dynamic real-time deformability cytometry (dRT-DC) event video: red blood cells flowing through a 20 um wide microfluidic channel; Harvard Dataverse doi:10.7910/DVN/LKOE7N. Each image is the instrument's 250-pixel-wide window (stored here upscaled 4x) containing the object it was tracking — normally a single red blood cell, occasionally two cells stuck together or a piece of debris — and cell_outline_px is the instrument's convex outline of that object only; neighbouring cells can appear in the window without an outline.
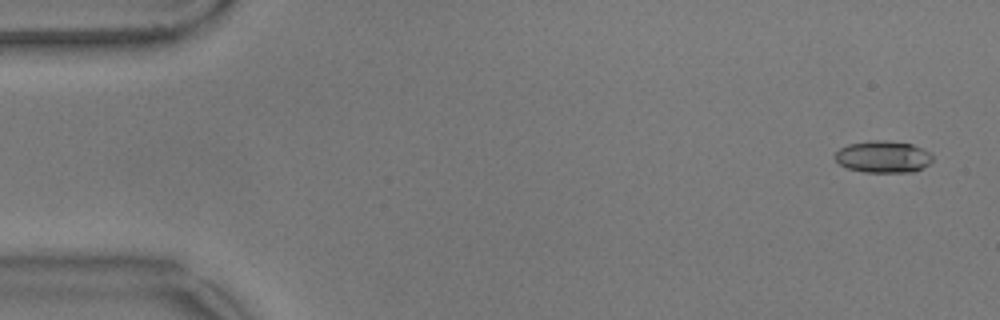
{"species": "common noctule bat (a hibernating species)", "species_latin": "Nyctalus noctula", "temperature_condition": "warm", "stored_images_in_passage": 57, "camera_frame_rate_fps": 3000, "um_per_image_px": 0.085, "animal": {"sex": "male", "body_mass_g": 17.9}, "frame": {"image": 1, "passage_image": 3, "time_ms": 0.667, "image_size_px": [1000, 320], "cell_outline_px": [[932, 160], [924, 168], [912, 172], [864, 172], [848, 168], [840, 164], [832, 156], [840, 148], [848, 144], [872, 140], [884, 140], [912, 144], [928, 152], [932, 156]], "centroid_in_image_um": [75.04, 13.33], "position_along_channel_um": 10.0, "area_um2": 18.09}}
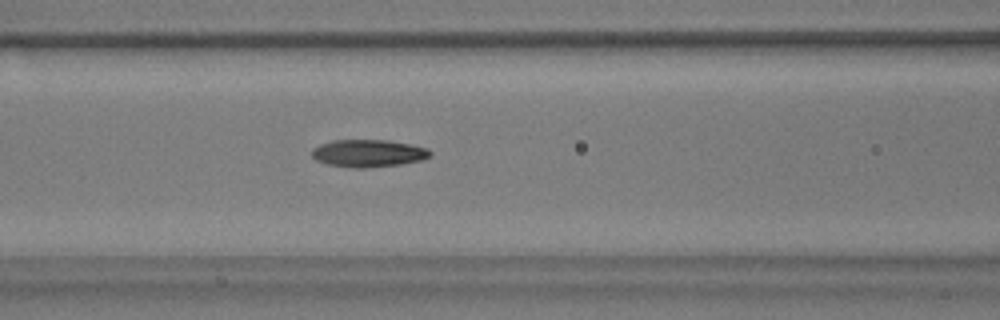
{"frame": {"image": 2, "passage_image": 24, "time_ms": 7.667, "image_size_px": [1000, 320], "cell_outline_px": [[432, 156], [420, 160], [400, 164], [364, 168], [352, 168], [328, 164], [316, 160], [312, 156], [312, 148], [320, 144], [332, 140], [388, 140], [412, 144], [428, 148], [432, 152]], "centroid_in_image_um": [31.32, 13.02], "position_along_channel_um": 135.3, "area_um2": 19.02}}
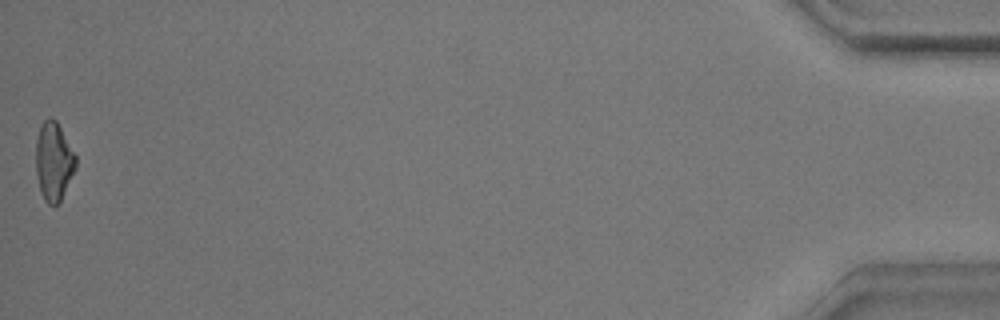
{"frame": {"image": 3, "passage_image": 57, "time_ms": 18.667, "image_size_px": [1000, 320], "cell_outline_px": [[76, 168], [60, 200], [56, 204], [48, 204], [44, 200], [40, 192], [36, 172], [36, 140], [40, 128], [44, 120], [48, 116], [52, 116], [56, 120], [76, 156]], "centroid_in_image_um": [4.55, 13.7], "position_along_channel_um": 430.6, "area_um2": 18.09}, "authors_computed_cell_mechanics": {"area_um2": 18.3804, "velocity_mm_per_s": 3.5763, "shape_relaxation_time_tau1_ms": 5.5413, "shape_relaxation_time_tau2_ms": 4.1841, "deformation_change_tau1": 0.1692, "deformation_change_tau2": 0.1386}}